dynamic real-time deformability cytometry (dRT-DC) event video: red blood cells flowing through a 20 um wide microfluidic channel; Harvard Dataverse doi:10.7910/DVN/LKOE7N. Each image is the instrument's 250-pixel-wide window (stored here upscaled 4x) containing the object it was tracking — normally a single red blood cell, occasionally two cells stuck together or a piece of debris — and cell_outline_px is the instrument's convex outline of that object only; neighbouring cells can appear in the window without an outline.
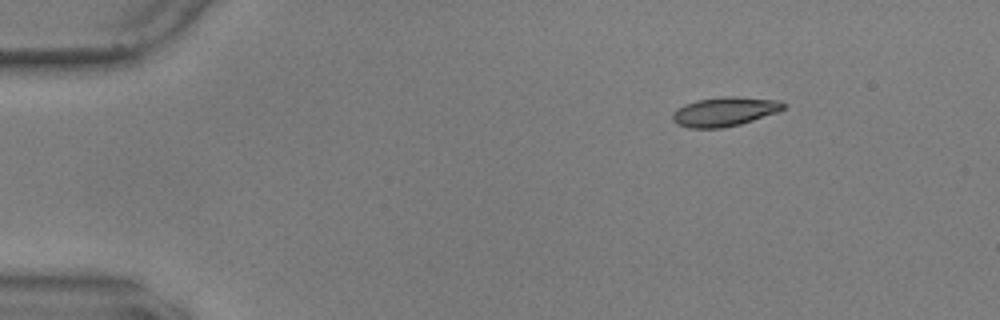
{"species": "common noctule bat (a hibernating species)", "species_latin": "Nyctalus noctula", "temperature_condition": "warm", "stored_images_in_passage": 49, "camera_frame_rate_fps": 3000, "um_per_image_px": 0.085, "animal": {"sex": "male", "body_mass_g": 17.9, "forearm_length_mm": 54.2}, "frame": {"image": 1, "passage_image": 1, "time_ms": 0.0, "image_size_px": [1000, 320], "cell_outline_px": [[788, 104], [784, 108], [776, 112], [740, 124], [720, 128], [688, 128], [676, 124], [672, 120], [672, 112], [676, 108], [684, 104], [696, 100], [720, 96], [736, 96], [780, 100]], "centroid_in_image_um": [61.55, 9.47], "position_along_channel_um": 23.4, "area_um2": 19.07}}
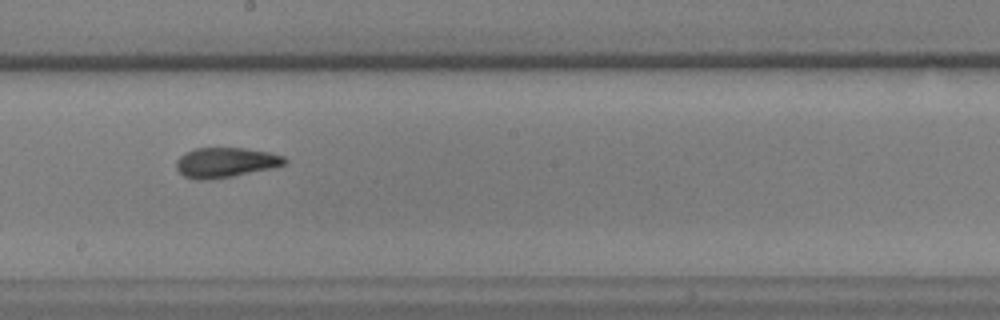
{"frame": {"image": 2, "passage_image": 25, "time_ms": 8.0, "image_size_px": [1000, 320], "cell_outline_px": [[288, 164], [272, 168], [212, 180], [192, 180], [184, 176], [176, 168], [176, 160], [184, 152], [196, 148], [244, 148], [272, 152], [284, 156], [288, 160]], "centroid_in_image_um": [19.19, 13.81], "position_along_channel_um": 229.0, "area_um2": 19.25}}
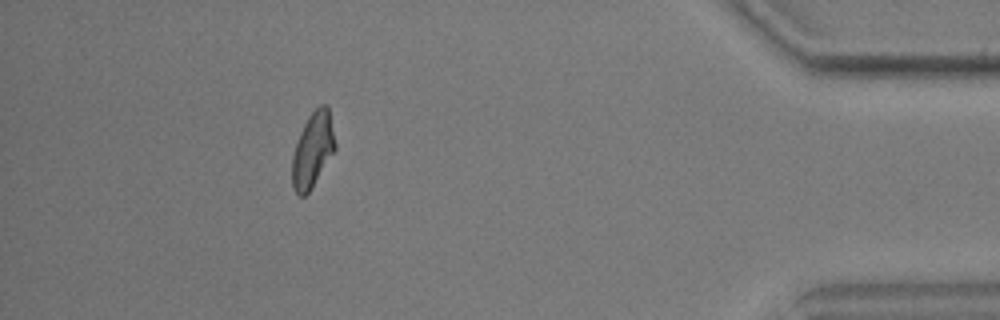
{"frame": {"image": 3, "passage_image": 44, "time_ms": 14.333, "image_size_px": [1000, 320], "cell_outline_px": [[336, 148], [308, 192], [304, 196], [300, 196], [296, 192], [292, 184], [292, 156], [300, 132], [308, 116], [320, 104], [328, 104], [336, 144]], "centroid_in_image_um": [26.58, 12.69], "position_along_channel_um": 408.6, "area_um2": 18.5}, "authors_computed_cell_mechanics": {"area_um2": 18.7272, "velocity_mm_per_s": 3.5939, "shape_relaxation_time_tau1_ms": 8.5972, "shape_relaxation_time_tau2_ms": 1.6682, "deformation_change_tau1": 0.2574, "deformation_change_tau2": 0.0764}}